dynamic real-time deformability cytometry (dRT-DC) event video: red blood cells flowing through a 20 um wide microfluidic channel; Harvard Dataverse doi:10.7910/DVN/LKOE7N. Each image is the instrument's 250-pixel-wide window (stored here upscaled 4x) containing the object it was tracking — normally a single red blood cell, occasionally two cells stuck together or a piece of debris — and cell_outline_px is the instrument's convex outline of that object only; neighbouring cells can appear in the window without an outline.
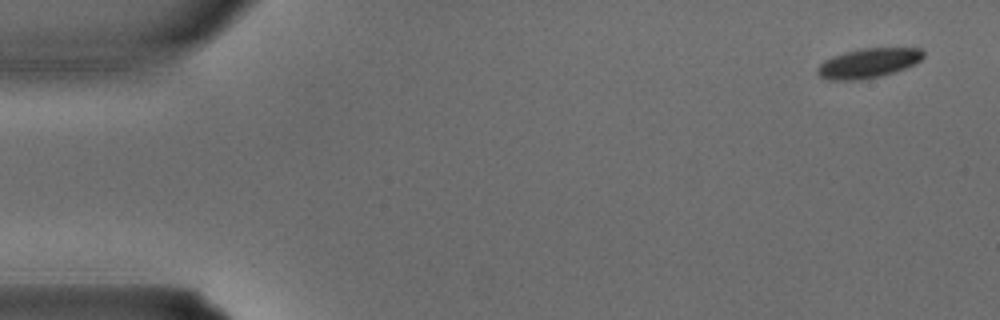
{"species": "common noctule bat (a hibernating species)", "species_latin": "Nyctalus noctula", "temperature_condition": "warm", "stored_images_in_passage": 3, "camera_frame_rate_fps": 3000, "um_per_image_px": 0.085, "animal": {"sex": "male", "body_mass_g": 15.6}, "frame": {"image": 1, "passage_image": 1, "time_ms": 0.0, "image_size_px": [1000, 320], "cell_outline_px": [[924, 56], [916, 64], [896, 72], [880, 76], [860, 80], [828, 80], [820, 76], [816, 72], [816, 68], [824, 60], [832, 56], [864, 48], [920, 48], [924, 52]], "centroid_in_image_um": [73.82, 5.37], "position_along_channel_um": 11.2, "area_um2": 18.32}}